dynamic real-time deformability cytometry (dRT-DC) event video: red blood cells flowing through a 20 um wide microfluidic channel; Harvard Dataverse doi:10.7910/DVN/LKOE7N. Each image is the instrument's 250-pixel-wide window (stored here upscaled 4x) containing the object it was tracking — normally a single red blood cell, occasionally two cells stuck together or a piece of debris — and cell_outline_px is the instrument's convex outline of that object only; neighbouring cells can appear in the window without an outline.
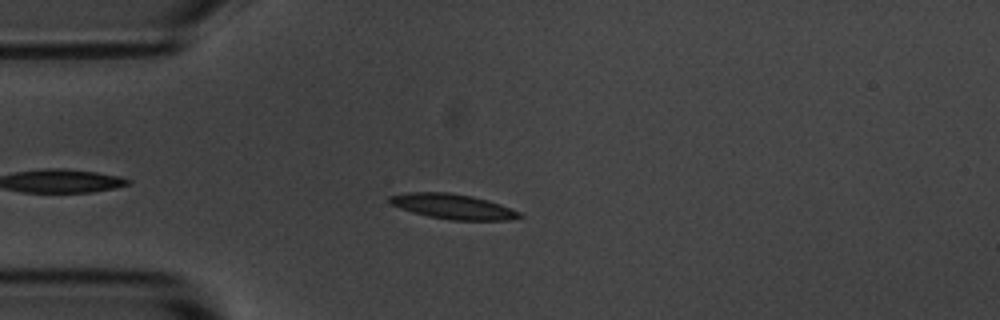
{"species": "common noctule bat (a hibernating species)", "species_latin": "Nyctalus noctula", "temperature_condition": "room temperature", "stored_images_in_passage": 6, "camera_frame_rate_fps": 3000, "um_per_image_px": 0.085, "animal": {"sex": "male", "body_mass_g": 20.1, "forearm_length_mm": 53.5}, "frame": {"image": 1, "passage_image": 3, "time_ms": 2.333, "image_size_px": [1000, 320], "cell_outline_px": [[524, 216], [508, 220], [452, 220], [428, 216], [412, 212], [400, 208], [392, 204], [388, 200], [388, 196], [408, 192], [448, 192], [472, 196], [488, 200], [500, 204], [520, 212]], "centroid_in_image_um": [38.49, 17.55], "position_along_channel_um": 46.5, "area_um2": 18.9}}
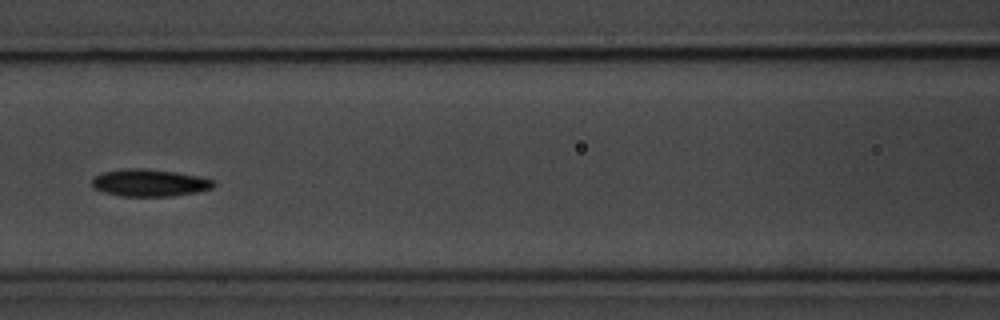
{"frame": {"image": 2, "passage_image": 6, "time_ms": 5.667, "image_size_px": [1000, 320], "cell_outline_px": [[216, 184], [212, 188], [196, 192], [172, 196], [120, 196], [104, 192], [92, 188], [92, 176], [104, 172], [128, 168], [144, 168], [176, 172], [200, 176], [216, 180]], "centroid_in_image_um": [12.72, 15.53], "position_along_channel_um": 153.9, "area_um2": 19.48}}